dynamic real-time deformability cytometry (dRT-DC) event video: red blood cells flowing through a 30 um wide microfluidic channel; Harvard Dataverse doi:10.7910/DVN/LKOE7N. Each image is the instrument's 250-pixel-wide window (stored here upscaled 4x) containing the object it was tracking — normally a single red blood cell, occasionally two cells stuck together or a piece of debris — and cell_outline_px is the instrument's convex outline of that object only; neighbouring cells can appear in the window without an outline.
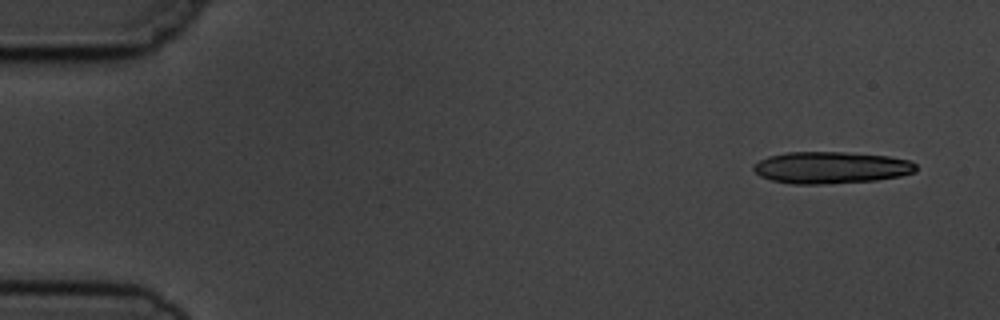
{"species": "common noctule bat (a hibernating species)", "species_latin": "Nyctalus noctula", "temperature_condition": "cold", "stored_images_in_passage": 6, "camera_frame_rate_fps": 3000, "um_per_image_px": 0.085, "animal": {"sex": "male", "body_mass_g": 19.5, "forearm_length_mm": 54.6}, "frame": {"image": 1, "passage_image": 1, "time_ms": 0.0, "image_size_px": [1000, 320], "cell_outline_px": [[916, 172], [900, 176], [876, 180], [820, 184], [792, 184], [772, 180], [760, 176], [752, 168], [752, 164], [768, 156], [788, 152], [844, 152], [888, 156], [908, 160], [916, 164]], "centroid_in_image_um": [70.62, 14.24], "position_along_channel_um": 14.4, "area_um2": 30.11}}
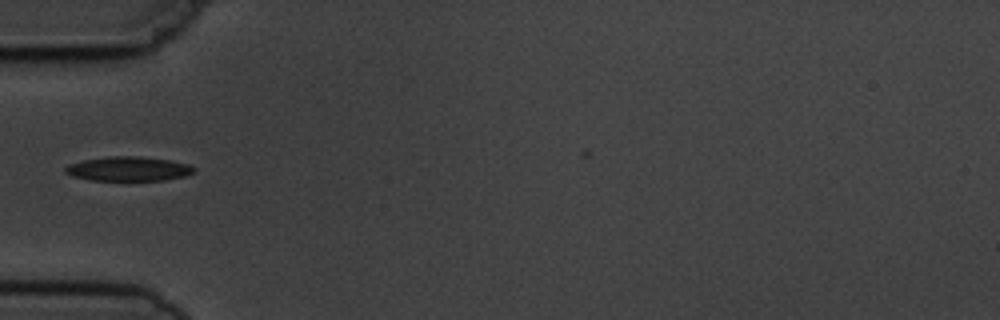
{"frame": {"image": 2, "passage_image": 5, "time_ms": 5.0, "image_size_px": [1000, 320], "cell_outline_px": [[196, 168], [192, 172], [184, 176], [164, 180], [88, 180], [72, 176], [64, 172], [64, 168], [68, 164], [84, 160], [108, 156], [140, 156], [168, 160], [188, 164]], "centroid_in_image_um": [10.87, 14.35], "position_along_channel_um": 74.1, "area_um2": 18.21}}
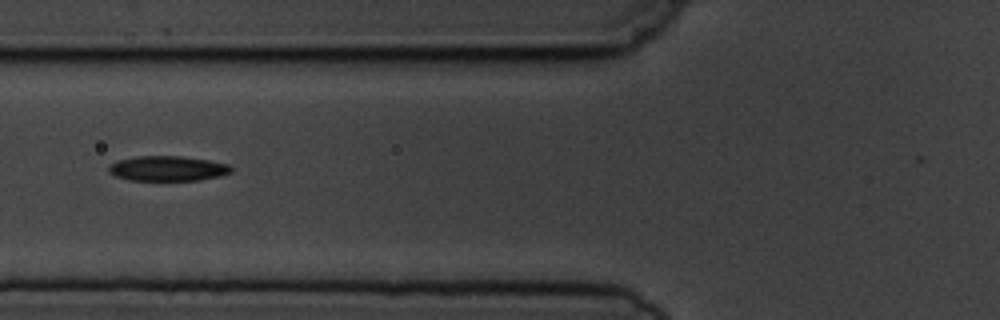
{"frame": {"image": 3, "passage_image": 6, "time_ms": 6.0, "image_size_px": [1000, 320], "cell_outline_px": [[232, 172], [220, 176], [200, 180], [128, 180], [116, 176], [108, 172], [108, 164], [116, 160], [136, 156], [180, 156], [208, 160], [228, 164], [232, 168]], "centroid_in_image_um": [14.21, 14.32], "position_along_channel_um": 111.6, "area_um2": 17.98}}